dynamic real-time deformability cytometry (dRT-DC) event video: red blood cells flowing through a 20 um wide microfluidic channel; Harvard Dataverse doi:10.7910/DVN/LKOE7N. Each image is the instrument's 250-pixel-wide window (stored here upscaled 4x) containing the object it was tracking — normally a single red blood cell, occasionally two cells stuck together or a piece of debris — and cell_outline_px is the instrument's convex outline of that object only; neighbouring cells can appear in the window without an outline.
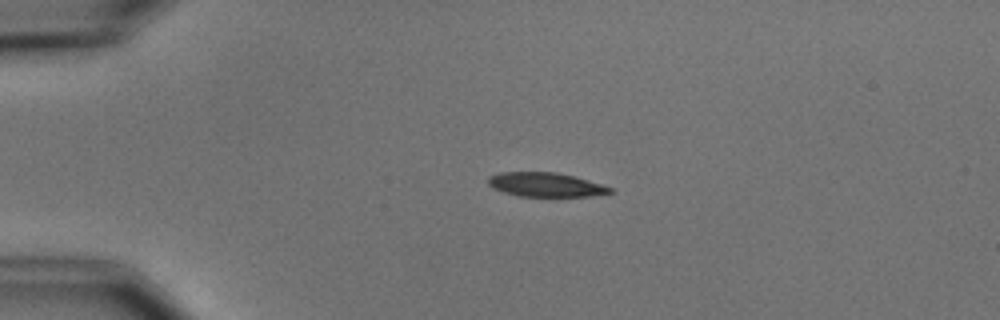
{"species": "common noctule bat (a hibernating species)", "species_latin": "Nyctalus noctula", "temperature_condition": "cold", "stored_images_in_passage": 4, "camera_frame_rate_fps": 3000, "um_per_image_px": 0.085, "animal": {"sex": "male", "body_mass_g": 15.6}, "frame": {"image": 1, "passage_image": 3, "time_ms": 2.333, "image_size_px": [1000, 320], "cell_outline_px": [[616, 192], [588, 196], [520, 196], [504, 192], [492, 188], [488, 184], [488, 176], [500, 172], [556, 172], [572, 176], [600, 184], [612, 188]], "centroid_in_image_um": [46.34, 15.69], "position_along_channel_um": 38.7, "area_um2": 16.99}}